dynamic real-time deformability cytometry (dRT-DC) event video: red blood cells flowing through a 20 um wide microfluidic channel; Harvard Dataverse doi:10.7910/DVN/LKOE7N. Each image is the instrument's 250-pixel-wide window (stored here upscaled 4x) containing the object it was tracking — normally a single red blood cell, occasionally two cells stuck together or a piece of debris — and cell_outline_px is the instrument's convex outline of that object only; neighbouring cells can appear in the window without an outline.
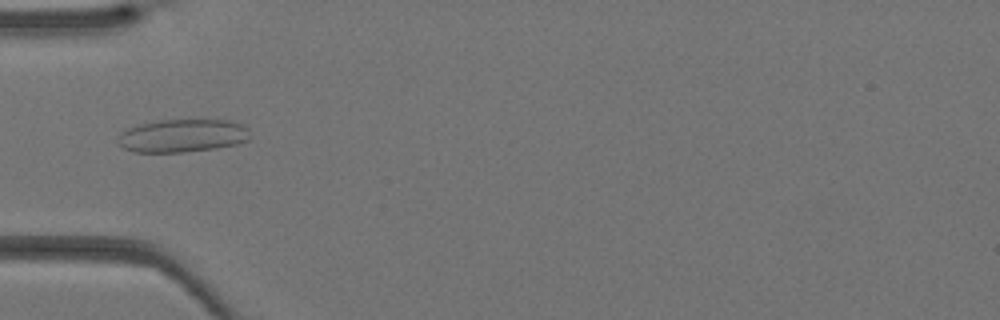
{"species": "Egyptian fruit bat (a non-hibernating species)", "species_latin": "Rousettus aegyptiacus", "temperature_condition": "warm", "stored_images_in_passage": 24, "camera_frame_rate_fps": 3000, "um_per_image_px": 0.085, "animal": {"sex": "female"}, "frame": {"image": 1, "passage_image": 6, "time_ms": 1.667, "image_size_px": [1000, 320], "cell_outline_px": [[248, 140], [236, 144], [216, 148], [184, 152], [132, 152], [124, 148], [120, 144], [120, 132], [128, 128], [140, 124], [160, 120], [228, 120], [240, 124], [248, 128]], "centroid_in_image_um": [15.51, 11.54], "position_along_channel_um": 69.5, "area_um2": 25.2}}
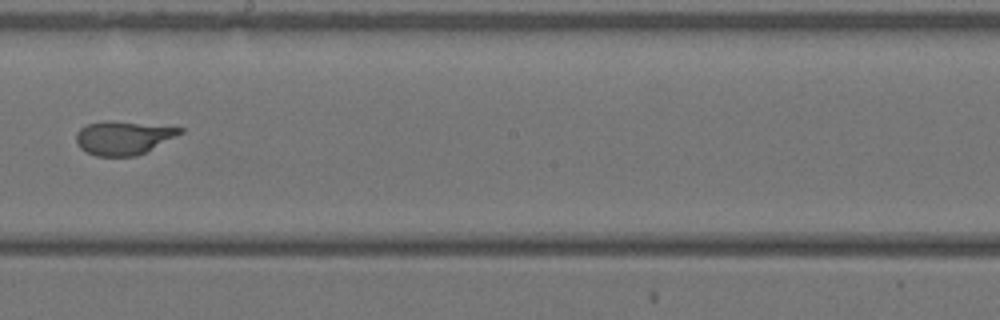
{"frame": {"image": 2, "passage_image": 16, "time_ms": 5.0, "image_size_px": [1000, 320], "cell_outline_px": [[184, 132], [136, 156], [96, 156], [80, 148], [76, 144], [76, 132], [80, 128], [88, 124], [104, 120], [112, 120], [184, 128]], "centroid_in_image_um": [10.44, 11.7], "position_along_channel_um": 237.8, "area_um2": 20.23}}
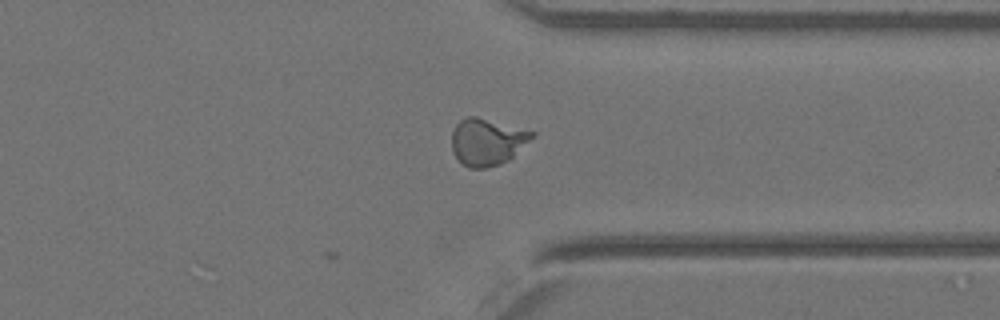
{"frame": {"image": 3, "passage_image": 24, "time_ms": 7.667, "image_size_px": [1000, 320], "cell_outline_px": [[536, 136], [508, 160], [500, 164], [488, 168], [468, 168], [452, 152], [452, 132], [456, 124], [460, 120], [468, 116], [476, 116], [536, 132]], "centroid_in_image_um": [41.42, 12.05], "position_along_channel_um": 370.0, "area_um2": 21.96}}